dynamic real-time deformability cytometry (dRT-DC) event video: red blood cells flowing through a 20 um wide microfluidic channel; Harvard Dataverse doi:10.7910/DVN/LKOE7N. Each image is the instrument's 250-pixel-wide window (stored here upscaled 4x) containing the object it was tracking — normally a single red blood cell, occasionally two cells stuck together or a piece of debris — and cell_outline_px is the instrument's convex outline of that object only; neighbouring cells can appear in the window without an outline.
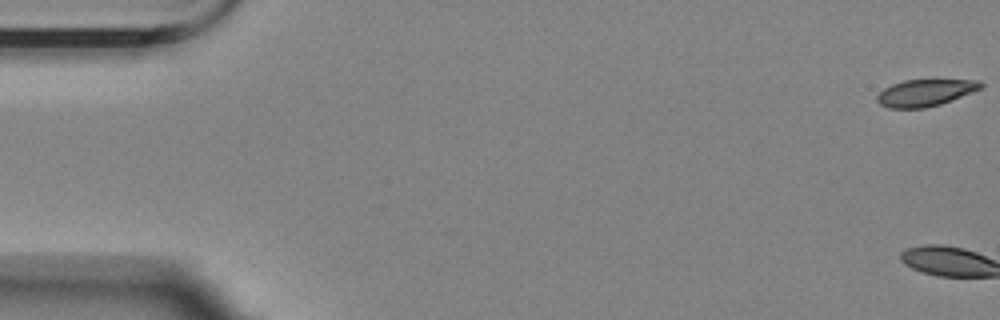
{"species": "Egyptian fruit bat (a non-hibernating species)", "species_latin": "Rousettus aegyptiacus", "temperature_condition": "room temperature", "stored_images_in_passage": 3, "camera_frame_rate_fps": 3000, "um_per_image_px": 0.085, "animal": {"sex": "female"}, "frame": {"image": 1, "passage_image": 1, "time_ms": 0.0, "image_size_px": [1000, 320], "cell_outline_px": [[984, 88], [952, 100], [940, 104], [924, 108], [888, 108], [880, 104], [876, 100], [876, 96], [884, 88], [892, 84], [904, 80], [980, 80], [984, 84]], "centroid_in_image_um": [78.67, 7.88], "position_along_channel_um": 6.3, "area_um2": 16.3}}